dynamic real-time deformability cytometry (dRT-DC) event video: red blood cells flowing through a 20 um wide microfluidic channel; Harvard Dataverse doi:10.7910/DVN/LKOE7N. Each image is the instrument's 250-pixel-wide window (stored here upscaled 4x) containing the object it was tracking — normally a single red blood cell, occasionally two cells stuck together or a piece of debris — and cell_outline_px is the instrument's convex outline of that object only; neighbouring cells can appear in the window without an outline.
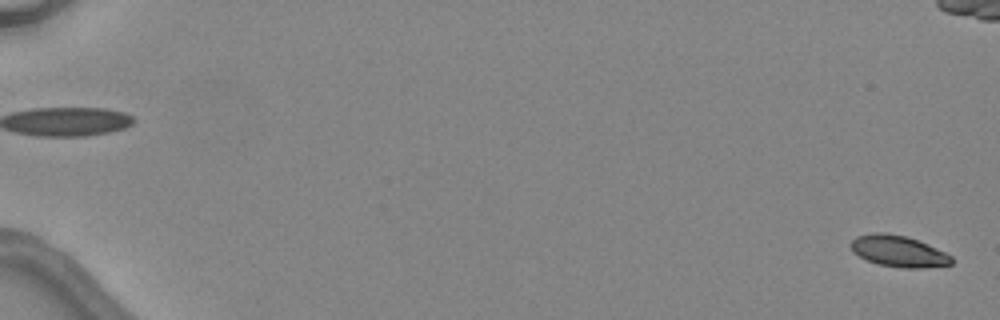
{"species": "common noctule bat (a hibernating species)", "species_latin": "Nyctalus noctula", "temperature_condition": "warm", "stored_images_in_passage": 5, "segment_of_instrument_passage": [2, 2], "camera_frame_rate_fps": 3000, "um_per_image_px": 0.085, "animal": {"sex": "female", "body_mass_g": 24.6, "forearm_length_mm": 56.2}, "frame": {"image": 1, "passage_image": 5, "time_ms": 5.667, "image_size_px": [1000, 320], "cell_outline_px": [[952, 264], [924, 268], [904, 268], [880, 264], [868, 260], [852, 252], [848, 244], [856, 236], [872, 232], [888, 232], [904, 236], [928, 244], [952, 256]], "centroid_in_image_um": [76.33, 21.34], "position_along_channel_um": 8.7, "area_um2": 18.38}}